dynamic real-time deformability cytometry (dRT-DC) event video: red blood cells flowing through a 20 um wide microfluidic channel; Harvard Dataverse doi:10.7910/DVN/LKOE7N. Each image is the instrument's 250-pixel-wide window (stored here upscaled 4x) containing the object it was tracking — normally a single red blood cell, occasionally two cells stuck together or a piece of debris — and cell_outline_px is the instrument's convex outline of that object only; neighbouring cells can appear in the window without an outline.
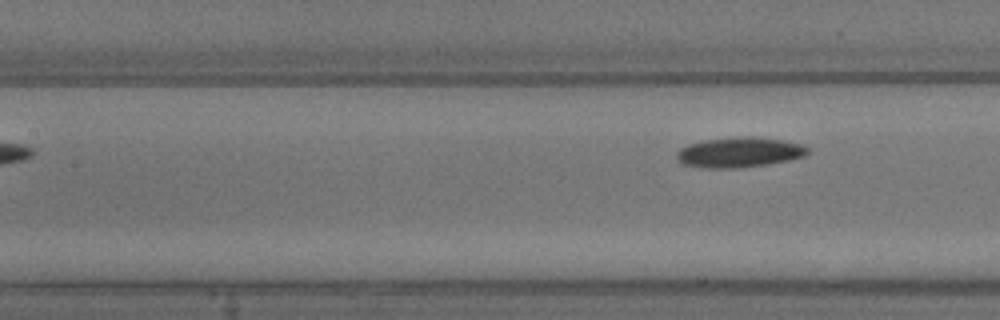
{"species": "common noctule bat (a hibernating species)", "species_latin": "Nyctalus noctula", "temperature_condition": "warm", "stored_images_in_passage": 5, "segment_of_instrument_passage": [2, 2], "camera_frame_rate_fps": 3000, "um_per_image_px": 0.085, "animal": {"sex": "male", "body_mass_g": 13.3}, "frame": {"image": 1, "passage_image": 5, "time_ms": 1.333, "image_size_px": [1000, 320], "cell_outline_px": [[808, 152], [804, 156], [788, 160], [768, 164], [736, 168], [708, 168], [684, 164], [676, 156], [676, 152], [680, 148], [688, 144], [704, 140], [740, 136], [752, 136], [780, 140], [800, 144], [808, 148]], "centroid_in_image_um": [62.82, 12.94], "position_along_channel_um": 144.6, "area_um2": 22.77}}